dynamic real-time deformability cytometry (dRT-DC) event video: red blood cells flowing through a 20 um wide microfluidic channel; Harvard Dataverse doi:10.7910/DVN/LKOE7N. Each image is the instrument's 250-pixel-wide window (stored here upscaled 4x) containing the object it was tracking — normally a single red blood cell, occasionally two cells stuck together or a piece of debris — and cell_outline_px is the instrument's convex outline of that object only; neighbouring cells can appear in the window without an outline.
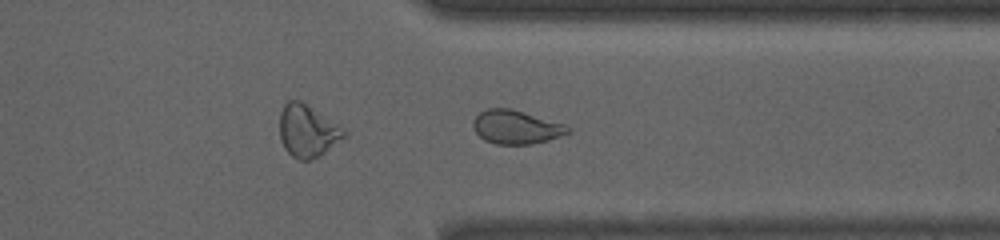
{"species": "common noctule bat (a hibernating species)", "species_latin": "Nyctalus noctula", "temperature_condition": "room temperature", "stored_images_in_passage": 41, "camera_frame_rate_fps": 3000, "um_per_image_px": 0.085, "animal": {"sex": "male", "body_mass_g": 13.0, "forearm_length_mm": 53.1}, "frame": {"image": 1, "passage_image": 30, "time_ms": 9.667, "image_size_px": [1000, 240], "cell_outline_px": [[572, 132], [548, 140], [532, 144], [496, 144], [484, 140], [472, 128], [472, 124], [476, 116], [480, 112], [488, 108], [512, 108], [568, 124], [572, 128]], "centroid_in_image_um": [43.92, 10.79], "position_along_channel_um": 367.5, "area_um2": 18.96}, "authors_computed_cell_mechanics": {"area_um2": 18.9584, "velocity_mm_per_s": 3.941, "shape_relaxation_time_tau1_ms": 9.9339, "shape_relaxation_time_tau2_ms": 1.0615, "deformation_change_tau1": 0.1872, "deformation_change_tau2": 0.0594}}